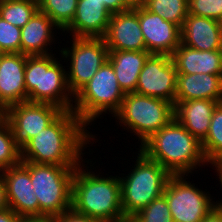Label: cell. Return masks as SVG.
I'll list each match as a JSON object with an SVG mask.
<instances>
[{
  "mask_svg": "<svg viewBox=\"0 0 222 222\" xmlns=\"http://www.w3.org/2000/svg\"><path fill=\"white\" fill-rule=\"evenodd\" d=\"M144 7L180 28L189 13L188 0H146Z\"/></svg>",
  "mask_w": 222,
  "mask_h": 222,
  "instance_id": "cell-26",
  "label": "cell"
},
{
  "mask_svg": "<svg viewBox=\"0 0 222 222\" xmlns=\"http://www.w3.org/2000/svg\"><path fill=\"white\" fill-rule=\"evenodd\" d=\"M189 14L222 22V0H188Z\"/></svg>",
  "mask_w": 222,
  "mask_h": 222,
  "instance_id": "cell-31",
  "label": "cell"
},
{
  "mask_svg": "<svg viewBox=\"0 0 222 222\" xmlns=\"http://www.w3.org/2000/svg\"><path fill=\"white\" fill-rule=\"evenodd\" d=\"M139 152L132 172L120 177L124 216H135L161 196L172 176L158 162L148 158L141 150Z\"/></svg>",
  "mask_w": 222,
  "mask_h": 222,
  "instance_id": "cell-5",
  "label": "cell"
},
{
  "mask_svg": "<svg viewBox=\"0 0 222 222\" xmlns=\"http://www.w3.org/2000/svg\"><path fill=\"white\" fill-rule=\"evenodd\" d=\"M76 167L29 162L39 216L54 217L72 209V180Z\"/></svg>",
  "mask_w": 222,
  "mask_h": 222,
  "instance_id": "cell-7",
  "label": "cell"
},
{
  "mask_svg": "<svg viewBox=\"0 0 222 222\" xmlns=\"http://www.w3.org/2000/svg\"><path fill=\"white\" fill-rule=\"evenodd\" d=\"M125 93L119 86L111 63L107 60L96 74L74 95L72 111L85 125L103 113L115 115L122 104Z\"/></svg>",
  "mask_w": 222,
  "mask_h": 222,
  "instance_id": "cell-6",
  "label": "cell"
},
{
  "mask_svg": "<svg viewBox=\"0 0 222 222\" xmlns=\"http://www.w3.org/2000/svg\"><path fill=\"white\" fill-rule=\"evenodd\" d=\"M203 222H222V208L214 207L204 218Z\"/></svg>",
  "mask_w": 222,
  "mask_h": 222,
  "instance_id": "cell-35",
  "label": "cell"
},
{
  "mask_svg": "<svg viewBox=\"0 0 222 222\" xmlns=\"http://www.w3.org/2000/svg\"><path fill=\"white\" fill-rule=\"evenodd\" d=\"M141 141L168 125L174 117V104L165 100L133 93H126L119 111L113 116Z\"/></svg>",
  "mask_w": 222,
  "mask_h": 222,
  "instance_id": "cell-8",
  "label": "cell"
},
{
  "mask_svg": "<svg viewBox=\"0 0 222 222\" xmlns=\"http://www.w3.org/2000/svg\"><path fill=\"white\" fill-rule=\"evenodd\" d=\"M181 44L200 51L222 49V22L188 13L181 28Z\"/></svg>",
  "mask_w": 222,
  "mask_h": 222,
  "instance_id": "cell-18",
  "label": "cell"
},
{
  "mask_svg": "<svg viewBox=\"0 0 222 222\" xmlns=\"http://www.w3.org/2000/svg\"><path fill=\"white\" fill-rule=\"evenodd\" d=\"M184 177L172 175L163 192L173 222H203L206 215L217 206V201H212L209 192L199 190Z\"/></svg>",
  "mask_w": 222,
  "mask_h": 222,
  "instance_id": "cell-10",
  "label": "cell"
},
{
  "mask_svg": "<svg viewBox=\"0 0 222 222\" xmlns=\"http://www.w3.org/2000/svg\"><path fill=\"white\" fill-rule=\"evenodd\" d=\"M84 166L79 164L73 176L72 209L100 222L123 217L120 177H99L97 173L83 170Z\"/></svg>",
  "mask_w": 222,
  "mask_h": 222,
  "instance_id": "cell-3",
  "label": "cell"
},
{
  "mask_svg": "<svg viewBox=\"0 0 222 222\" xmlns=\"http://www.w3.org/2000/svg\"><path fill=\"white\" fill-rule=\"evenodd\" d=\"M60 28L39 10L21 28V53L27 56L48 55V46L55 42L52 32ZM54 40V41H53Z\"/></svg>",
  "mask_w": 222,
  "mask_h": 222,
  "instance_id": "cell-22",
  "label": "cell"
},
{
  "mask_svg": "<svg viewBox=\"0 0 222 222\" xmlns=\"http://www.w3.org/2000/svg\"><path fill=\"white\" fill-rule=\"evenodd\" d=\"M133 9L138 14L146 51L150 54L171 56L181 44V28L150 12L144 6Z\"/></svg>",
  "mask_w": 222,
  "mask_h": 222,
  "instance_id": "cell-14",
  "label": "cell"
},
{
  "mask_svg": "<svg viewBox=\"0 0 222 222\" xmlns=\"http://www.w3.org/2000/svg\"><path fill=\"white\" fill-rule=\"evenodd\" d=\"M171 58L177 74H222V49L200 51L180 44Z\"/></svg>",
  "mask_w": 222,
  "mask_h": 222,
  "instance_id": "cell-20",
  "label": "cell"
},
{
  "mask_svg": "<svg viewBox=\"0 0 222 222\" xmlns=\"http://www.w3.org/2000/svg\"><path fill=\"white\" fill-rule=\"evenodd\" d=\"M0 52L21 53V28L0 17Z\"/></svg>",
  "mask_w": 222,
  "mask_h": 222,
  "instance_id": "cell-30",
  "label": "cell"
},
{
  "mask_svg": "<svg viewBox=\"0 0 222 222\" xmlns=\"http://www.w3.org/2000/svg\"><path fill=\"white\" fill-rule=\"evenodd\" d=\"M39 10L38 0H0V17L22 28Z\"/></svg>",
  "mask_w": 222,
  "mask_h": 222,
  "instance_id": "cell-25",
  "label": "cell"
},
{
  "mask_svg": "<svg viewBox=\"0 0 222 222\" xmlns=\"http://www.w3.org/2000/svg\"><path fill=\"white\" fill-rule=\"evenodd\" d=\"M72 46L60 50L70 61L67 83L75 95L108 60L109 50L103 38L72 37ZM70 59V60H69Z\"/></svg>",
  "mask_w": 222,
  "mask_h": 222,
  "instance_id": "cell-9",
  "label": "cell"
},
{
  "mask_svg": "<svg viewBox=\"0 0 222 222\" xmlns=\"http://www.w3.org/2000/svg\"><path fill=\"white\" fill-rule=\"evenodd\" d=\"M78 0H38L39 11L45 13L63 31L73 20Z\"/></svg>",
  "mask_w": 222,
  "mask_h": 222,
  "instance_id": "cell-27",
  "label": "cell"
},
{
  "mask_svg": "<svg viewBox=\"0 0 222 222\" xmlns=\"http://www.w3.org/2000/svg\"><path fill=\"white\" fill-rule=\"evenodd\" d=\"M218 103V101L207 99L178 102L174 106V117L202 142L208 135L212 113Z\"/></svg>",
  "mask_w": 222,
  "mask_h": 222,
  "instance_id": "cell-21",
  "label": "cell"
},
{
  "mask_svg": "<svg viewBox=\"0 0 222 222\" xmlns=\"http://www.w3.org/2000/svg\"><path fill=\"white\" fill-rule=\"evenodd\" d=\"M3 115V111L0 109V116Z\"/></svg>",
  "mask_w": 222,
  "mask_h": 222,
  "instance_id": "cell-41",
  "label": "cell"
},
{
  "mask_svg": "<svg viewBox=\"0 0 222 222\" xmlns=\"http://www.w3.org/2000/svg\"><path fill=\"white\" fill-rule=\"evenodd\" d=\"M204 156L211 165L222 161V102H219L211 117L208 135L201 142Z\"/></svg>",
  "mask_w": 222,
  "mask_h": 222,
  "instance_id": "cell-24",
  "label": "cell"
},
{
  "mask_svg": "<svg viewBox=\"0 0 222 222\" xmlns=\"http://www.w3.org/2000/svg\"><path fill=\"white\" fill-rule=\"evenodd\" d=\"M196 99L222 102V74H177L175 105Z\"/></svg>",
  "mask_w": 222,
  "mask_h": 222,
  "instance_id": "cell-19",
  "label": "cell"
},
{
  "mask_svg": "<svg viewBox=\"0 0 222 222\" xmlns=\"http://www.w3.org/2000/svg\"><path fill=\"white\" fill-rule=\"evenodd\" d=\"M111 15L100 0H78L75 16L63 31L71 37L103 38Z\"/></svg>",
  "mask_w": 222,
  "mask_h": 222,
  "instance_id": "cell-17",
  "label": "cell"
},
{
  "mask_svg": "<svg viewBox=\"0 0 222 222\" xmlns=\"http://www.w3.org/2000/svg\"><path fill=\"white\" fill-rule=\"evenodd\" d=\"M54 56H27L24 75L27 101L49 103L63 111H71L74 95L67 83L66 69Z\"/></svg>",
  "mask_w": 222,
  "mask_h": 222,
  "instance_id": "cell-4",
  "label": "cell"
},
{
  "mask_svg": "<svg viewBox=\"0 0 222 222\" xmlns=\"http://www.w3.org/2000/svg\"><path fill=\"white\" fill-rule=\"evenodd\" d=\"M8 207L6 200V192H5V182L0 171V210H3Z\"/></svg>",
  "mask_w": 222,
  "mask_h": 222,
  "instance_id": "cell-37",
  "label": "cell"
},
{
  "mask_svg": "<svg viewBox=\"0 0 222 222\" xmlns=\"http://www.w3.org/2000/svg\"><path fill=\"white\" fill-rule=\"evenodd\" d=\"M216 167V171L215 172H217L218 173V175L217 176H219V181L221 182L220 184V186H222V161H220L219 163H217L216 165H214V168ZM217 205L219 206V207H221L222 208V202L221 201H218L217 202Z\"/></svg>",
  "mask_w": 222,
  "mask_h": 222,
  "instance_id": "cell-39",
  "label": "cell"
},
{
  "mask_svg": "<svg viewBox=\"0 0 222 222\" xmlns=\"http://www.w3.org/2000/svg\"><path fill=\"white\" fill-rule=\"evenodd\" d=\"M1 173L8 207L20 217L39 216V202L31 183L29 162L21 161Z\"/></svg>",
  "mask_w": 222,
  "mask_h": 222,
  "instance_id": "cell-13",
  "label": "cell"
},
{
  "mask_svg": "<svg viewBox=\"0 0 222 222\" xmlns=\"http://www.w3.org/2000/svg\"><path fill=\"white\" fill-rule=\"evenodd\" d=\"M140 150L171 175L188 176L208 164L201 142L175 118L143 142Z\"/></svg>",
  "mask_w": 222,
  "mask_h": 222,
  "instance_id": "cell-2",
  "label": "cell"
},
{
  "mask_svg": "<svg viewBox=\"0 0 222 222\" xmlns=\"http://www.w3.org/2000/svg\"><path fill=\"white\" fill-rule=\"evenodd\" d=\"M125 4L130 8H137L145 6L146 0H124Z\"/></svg>",
  "mask_w": 222,
  "mask_h": 222,
  "instance_id": "cell-38",
  "label": "cell"
},
{
  "mask_svg": "<svg viewBox=\"0 0 222 222\" xmlns=\"http://www.w3.org/2000/svg\"><path fill=\"white\" fill-rule=\"evenodd\" d=\"M177 70L171 56L150 54L139 74L135 93L159 98L174 104Z\"/></svg>",
  "mask_w": 222,
  "mask_h": 222,
  "instance_id": "cell-12",
  "label": "cell"
},
{
  "mask_svg": "<svg viewBox=\"0 0 222 222\" xmlns=\"http://www.w3.org/2000/svg\"><path fill=\"white\" fill-rule=\"evenodd\" d=\"M53 222H100L91 217L76 213L73 209L65 211L64 213L52 217Z\"/></svg>",
  "mask_w": 222,
  "mask_h": 222,
  "instance_id": "cell-32",
  "label": "cell"
},
{
  "mask_svg": "<svg viewBox=\"0 0 222 222\" xmlns=\"http://www.w3.org/2000/svg\"><path fill=\"white\" fill-rule=\"evenodd\" d=\"M21 162V149L13 135L8 120L0 116V171Z\"/></svg>",
  "mask_w": 222,
  "mask_h": 222,
  "instance_id": "cell-28",
  "label": "cell"
},
{
  "mask_svg": "<svg viewBox=\"0 0 222 222\" xmlns=\"http://www.w3.org/2000/svg\"><path fill=\"white\" fill-rule=\"evenodd\" d=\"M137 222H173L170 208L164 194L133 216Z\"/></svg>",
  "mask_w": 222,
  "mask_h": 222,
  "instance_id": "cell-29",
  "label": "cell"
},
{
  "mask_svg": "<svg viewBox=\"0 0 222 222\" xmlns=\"http://www.w3.org/2000/svg\"><path fill=\"white\" fill-rule=\"evenodd\" d=\"M111 222H137V221L132 216H123V217L115 219V220H113Z\"/></svg>",
  "mask_w": 222,
  "mask_h": 222,
  "instance_id": "cell-40",
  "label": "cell"
},
{
  "mask_svg": "<svg viewBox=\"0 0 222 222\" xmlns=\"http://www.w3.org/2000/svg\"><path fill=\"white\" fill-rule=\"evenodd\" d=\"M150 55L147 51L109 50L111 63L122 91L133 93L136 90L139 74Z\"/></svg>",
  "mask_w": 222,
  "mask_h": 222,
  "instance_id": "cell-23",
  "label": "cell"
},
{
  "mask_svg": "<svg viewBox=\"0 0 222 222\" xmlns=\"http://www.w3.org/2000/svg\"><path fill=\"white\" fill-rule=\"evenodd\" d=\"M19 218L10 207L0 210V222H18Z\"/></svg>",
  "mask_w": 222,
  "mask_h": 222,
  "instance_id": "cell-34",
  "label": "cell"
},
{
  "mask_svg": "<svg viewBox=\"0 0 222 222\" xmlns=\"http://www.w3.org/2000/svg\"><path fill=\"white\" fill-rule=\"evenodd\" d=\"M27 55L22 53L0 54V109L27 102L25 64Z\"/></svg>",
  "mask_w": 222,
  "mask_h": 222,
  "instance_id": "cell-15",
  "label": "cell"
},
{
  "mask_svg": "<svg viewBox=\"0 0 222 222\" xmlns=\"http://www.w3.org/2000/svg\"><path fill=\"white\" fill-rule=\"evenodd\" d=\"M62 112V109L49 103L27 101L9 106L3 112V116L8 120L16 142L21 149Z\"/></svg>",
  "mask_w": 222,
  "mask_h": 222,
  "instance_id": "cell-11",
  "label": "cell"
},
{
  "mask_svg": "<svg viewBox=\"0 0 222 222\" xmlns=\"http://www.w3.org/2000/svg\"><path fill=\"white\" fill-rule=\"evenodd\" d=\"M111 14L123 12L130 8L125 4L124 0H100Z\"/></svg>",
  "mask_w": 222,
  "mask_h": 222,
  "instance_id": "cell-33",
  "label": "cell"
},
{
  "mask_svg": "<svg viewBox=\"0 0 222 222\" xmlns=\"http://www.w3.org/2000/svg\"><path fill=\"white\" fill-rule=\"evenodd\" d=\"M103 39L108 50L146 51L138 14L134 9L112 14Z\"/></svg>",
  "mask_w": 222,
  "mask_h": 222,
  "instance_id": "cell-16",
  "label": "cell"
},
{
  "mask_svg": "<svg viewBox=\"0 0 222 222\" xmlns=\"http://www.w3.org/2000/svg\"><path fill=\"white\" fill-rule=\"evenodd\" d=\"M86 126L71 111H63L51 124L21 148V161L78 166L83 149L94 141ZM86 146V147H85Z\"/></svg>",
  "mask_w": 222,
  "mask_h": 222,
  "instance_id": "cell-1",
  "label": "cell"
},
{
  "mask_svg": "<svg viewBox=\"0 0 222 222\" xmlns=\"http://www.w3.org/2000/svg\"><path fill=\"white\" fill-rule=\"evenodd\" d=\"M18 222H53L50 216H22Z\"/></svg>",
  "mask_w": 222,
  "mask_h": 222,
  "instance_id": "cell-36",
  "label": "cell"
}]
</instances>
